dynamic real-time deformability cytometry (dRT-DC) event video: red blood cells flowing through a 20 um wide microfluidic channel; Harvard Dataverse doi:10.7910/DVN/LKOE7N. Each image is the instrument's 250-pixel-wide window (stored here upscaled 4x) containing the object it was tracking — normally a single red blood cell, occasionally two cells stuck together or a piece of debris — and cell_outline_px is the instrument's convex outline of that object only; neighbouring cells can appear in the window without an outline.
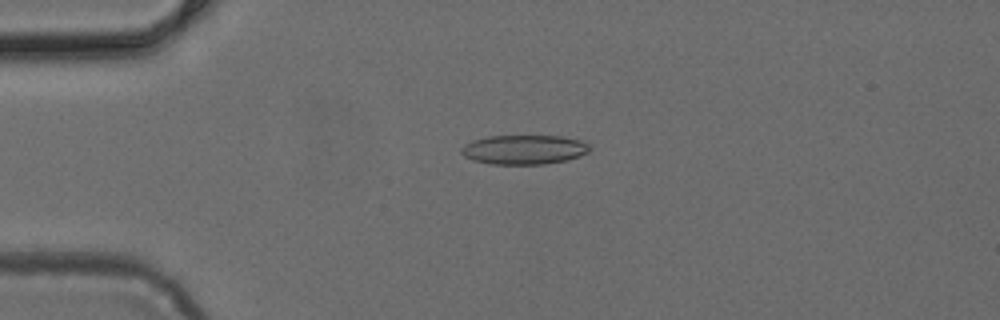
{"species": "common noctule bat (a hibernating species)", "species_latin": "Nyctalus noctula", "temperature_condition": "cold", "stored_images_in_passage": 49, "camera_frame_rate_fps": 3000, "um_per_image_px": 0.085, "animal": {"sex": "female", "body_mass_g": 24.6, "forearm_length_mm": 56.2}, "frame": {"image": 1, "passage_image": 12, "time_ms": 3.667, "image_size_px": [1000, 320], "cell_outline_px": [[592, 148], [588, 152], [580, 156], [568, 160], [544, 164], [492, 164], [472, 160], [464, 156], [460, 152], [460, 148], [464, 144], [472, 140], [488, 136], [560, 136], [580, 140], [588, 144]], "centroid_in_image_um": [44.53, 12.72], "position_along_channel_um": 40.5, "area_um2": 22.14}}
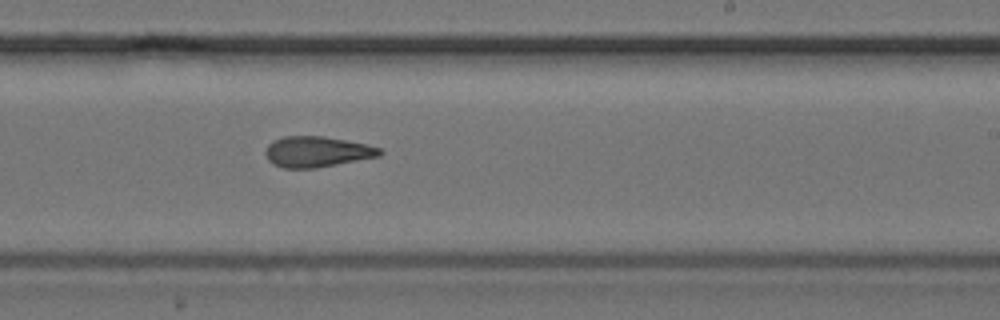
{"frame": {"image": 2, "passage_image": 30, "time_ms": 9.667, "image_size_px": [1000, 320], "cell_outline_px": [[384, 152], [380, 156], [316, 168], [284, 168], [272, 164], [268, 160], [264, 152], [268, 144], [272, 140], [284, 136], [324, 136], [364, 144], [380, 148]], "centroid_in_image_um": [26.9, 12.9], "position_along_channel_um": 262.1, "area_um2": 20.46}}
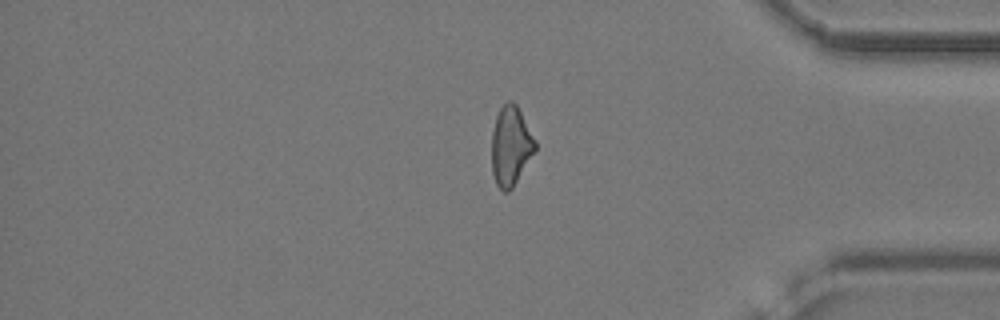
{"frame": {"image": 3, "passage_image": 41, "time_ms": 13.333, "image_size_px": [1000, 320], "cell_outline_px": [[536, 152], [512, 188], [508, 192], [504, 192], [496, 184], [492, 172], [492, 132], [496, 116], [500, 108], [508, 100], [512, 100], [516, 104], [536, 140]], "centroid_in_image_um": [43.42, 12.41], "position_along_channel_um": 391.8, "area_um2": 20.23}}